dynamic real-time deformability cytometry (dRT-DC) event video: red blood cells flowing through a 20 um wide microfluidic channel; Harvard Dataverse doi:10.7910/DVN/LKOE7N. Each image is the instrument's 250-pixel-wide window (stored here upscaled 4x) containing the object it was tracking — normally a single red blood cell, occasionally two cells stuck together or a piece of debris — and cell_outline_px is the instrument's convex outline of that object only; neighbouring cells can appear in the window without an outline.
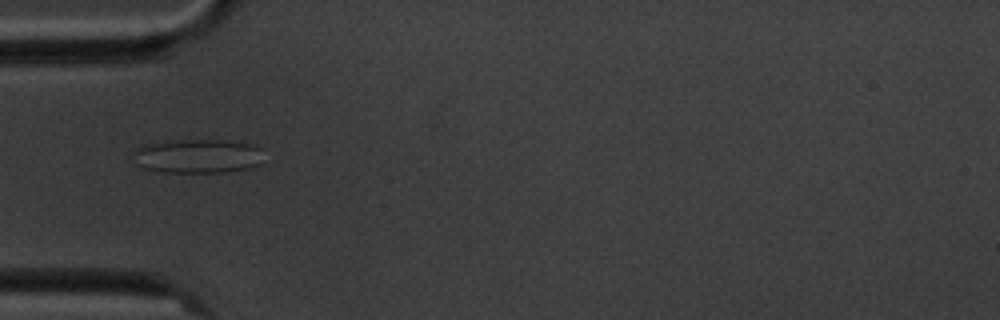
{"species": "common noctule bat (a hibernating species)", "species_latin": "Nyctalus noctula", "temperature_condition": "cold", "stored_images_in_passage": 4, "camera_frame_rate_fps": 3000, "um_per_image_px": 0.085, "animal": {"sex": "male", "body_mass_g": 20.1, "forearm_length_mm": 53.5}, "frame": {"image": 1, "passage_image": 2, "time_ms": 1.333, "image_size_px": [1000, 320], "cell_outline_px": [[260, 164], [252, 168], [224, 172], [160, 172], [144, 168], [140, 164], [132, 152], [136, 148], [144, 144], [180, 140], [220, 140], [256, 144], [260, 148]], "centroid_in_image_um": [16.83, 13.27], "position_along_channel_um": 68.2, "area_um2": 25.78}}
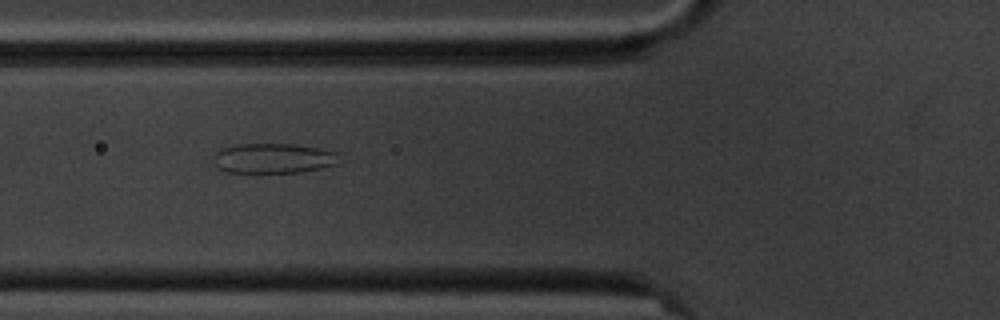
{"frame": {"image": 2, "passage_image": 3, "time_ms": 2.333, "image_size_px": [1000, 320], "cell_outline_px": [[340, 164], [300, 172], [228, 172], [220, 168], [212, 160], [216, 152], [220, 148], [240, 144], [296, 144], [320, 148], [336, 152]], "centroid_in_image_um": [23.26, 13.44], "position_along_channel_um": 102.5, "area_um2": 21.91}}